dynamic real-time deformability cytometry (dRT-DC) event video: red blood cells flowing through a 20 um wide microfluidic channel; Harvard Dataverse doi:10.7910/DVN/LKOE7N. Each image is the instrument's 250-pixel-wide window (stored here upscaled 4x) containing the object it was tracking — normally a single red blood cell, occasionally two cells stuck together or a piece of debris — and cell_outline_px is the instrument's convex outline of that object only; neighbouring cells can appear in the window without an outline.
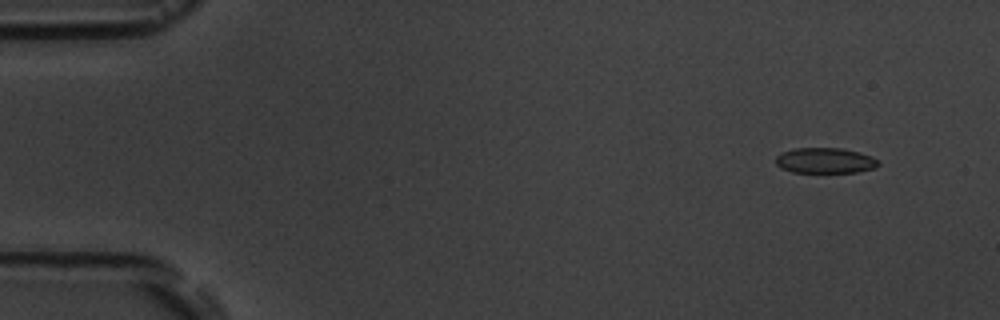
{"species": "common noctule bat (a hibernating species)", "species_latin": "Nyctalus noctula", "temperature_condition": "room temperature", "stored_images_in_passage": 5, "camera_frame_rate_fps": 3000, "um_per_image_px": 0.085, "animal": {"sex": "male", "body_mass_g": 19.5, "forearm_length_mm": 54.6}, "frame": {"image": 1, "passage_image": 2, "time_ms": 1.333, "image_size_px": [1000, 320], "cell_outline_px": [[880, 164], [876, 168], [856, 172], [792, 172], [780, 168], [776, 164], [776, 156], [780, 152], [792, 148], [844, 148], [860, 152], [872, 156]], "centroid_in_image_um": [70.12, 13.64], "position_along_channel_um": 14.9, "area_um2": 15.43}}